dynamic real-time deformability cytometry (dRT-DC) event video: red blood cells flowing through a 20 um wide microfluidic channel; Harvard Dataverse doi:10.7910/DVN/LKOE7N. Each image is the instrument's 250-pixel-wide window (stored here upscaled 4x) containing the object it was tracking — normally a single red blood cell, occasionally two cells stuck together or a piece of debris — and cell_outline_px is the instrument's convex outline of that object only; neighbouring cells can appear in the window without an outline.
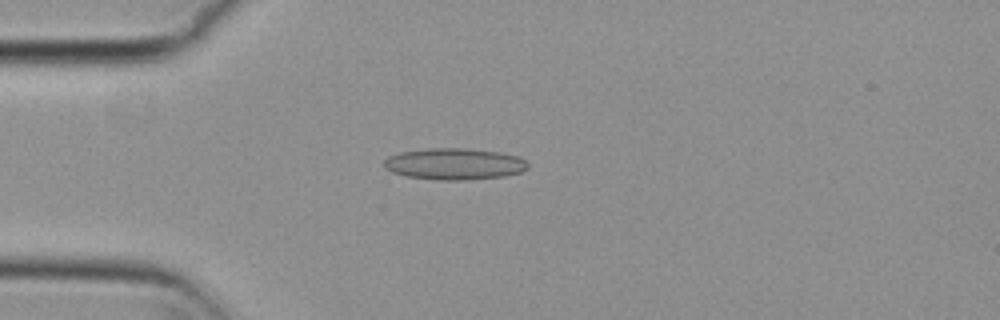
{"species": "common noctule bat (a hibernating species)", "species_latin": "Nyctalus noctula", "temperature_condition": "cold", "stored_images_in_passage": 32, "camera_frame_rate_fps": 3000, "um_per_image_px": 0.085, "animal": {"sex": "female", "body_mass_g": 29.2, "forearm_length_mm": 56.3}, "frame": {"image": 1, "passage_image": 2, "time_ms": 0.333, "image_size_px": [1000, 320], "cell_outline_px": [[528, 168], [520, 172], [504, 176], [460, 180], [436, 180], [408, 176], [392, 172], [384, 168], [384, 160], [388, 156], [400, 152], [428, 148], [464, 148], [500, 152], [520, 156], [528, 164]], "centroid_in_image_um": [38.61, 13.93], "position_along_channel_um": 46.4, "area_um2": 26.41}}
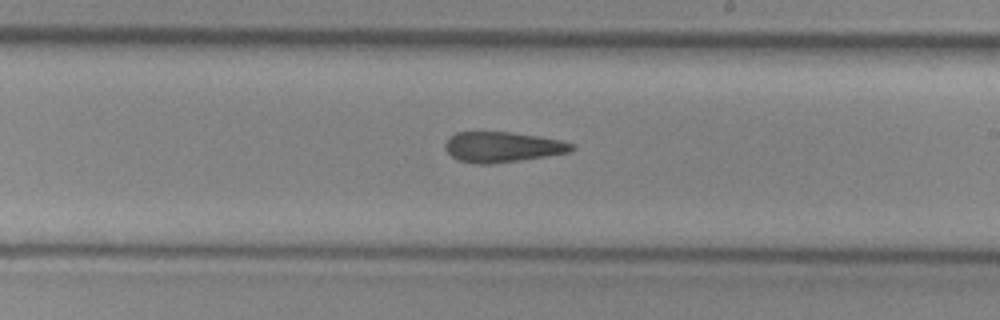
{"frame": {"image": 2, "passage_image": 19, "time_ms": 6.0, "image_size_px": [1000, 320], "cell_outline_px": [[576, 148], [568, 152], [544, 156], [488, 164], [476, 164], [456, 160], [444, 148], [444, 144], [456, 132], [512, 132], [540, 136], [560, 140], [572, 144]], "centroid_in_image_um": [42.67, 12.49], "position_along_channel_um": 246.3, "area_um2": 22.14}}
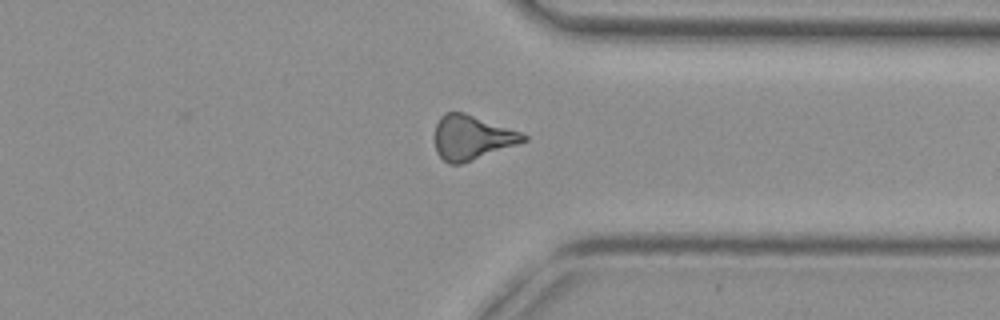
{"frame": {"image": 3, "passage_image": 29, "time_ms": 9.333, "image_size_px": [1000, 320], "cell_outline_px": [[528, 140], [460, 164], [448, 164], [436, 152], [436, 124], [440, 116], [444, 112], [464, 112], [520, 132], [528, 136]], "centroid_in_image_um": [40.08, 11.68], "position_along_channel_um": 371.3, "area_um2": 22.54}, "authors_computed_cell_mechanics": {"area_um2": 23.0044, "velocity_mm_per_s": 3.8187, "shape_relaxation_time_tau1_ms": null, "shape_relaxation_time_tau2_ms": 6.1765, "deformation_change_tau1": null, "deformation_change_tau2": 0.185}}